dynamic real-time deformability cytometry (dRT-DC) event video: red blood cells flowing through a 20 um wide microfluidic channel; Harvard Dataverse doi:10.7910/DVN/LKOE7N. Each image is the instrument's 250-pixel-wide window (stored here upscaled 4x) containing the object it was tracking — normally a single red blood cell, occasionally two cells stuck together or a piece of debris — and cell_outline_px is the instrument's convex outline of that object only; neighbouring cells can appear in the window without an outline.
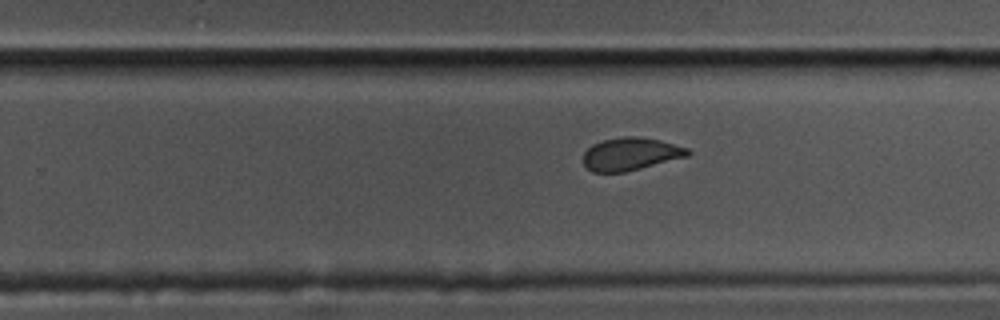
{"species": "common noctule bat (a hibernating species)", "species_latin": "Nyctalus noctula", "temperature_condition": "cold", "stored_images_in_passage": 43, "camera_frame_rate_fps": 3000, "um_per_image_px": 0.085, "animal": {"sex": "male", "body_mass_g": 17.5, "forearm_length_mm": 52.3}, "frame": {"image": 1, "passage_image": 28, "time_ms": 9.0, "image_size_px": [1000, 320], "cell_outline_px": [[692, 152], [688, 156], [624, 172], [592, 172], [584, 164], [584, 152], [592, 144], [604, 140], [624, 136], [636, 136], [660, 140], [688, 148]], "centroid_in_image_um": [53.61, 13.08], "position_along_channel_um": 276.2, "area_um2": 19.77}}
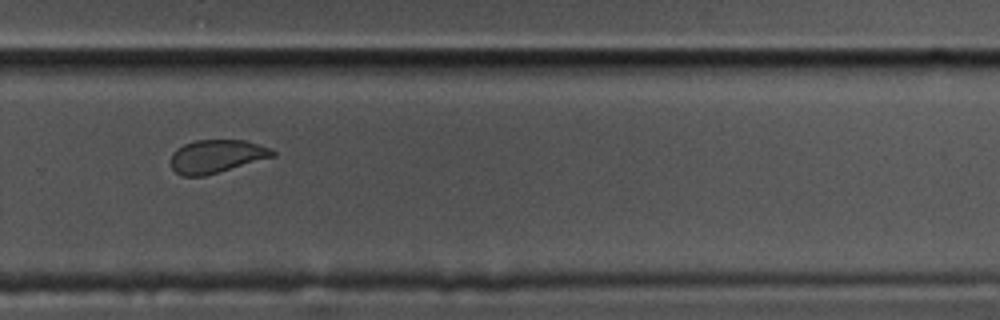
{"frame": {"image": 2, "passage_image": 31, "time_ms": 10.0, "image_size_px": [1000, 320], "cell_outline_px": [[276, 156], [204, 176], [184, 176], [176, 172], [172, 168], [172, 152], [176, 148], [184, 144], [196, 140], [244, 140], [272, 148], [276, 152]], "centroid_in_image_um": [18.43, 13.28], "position_along_channel_um": 311.4, "area_um2": 19.65}}
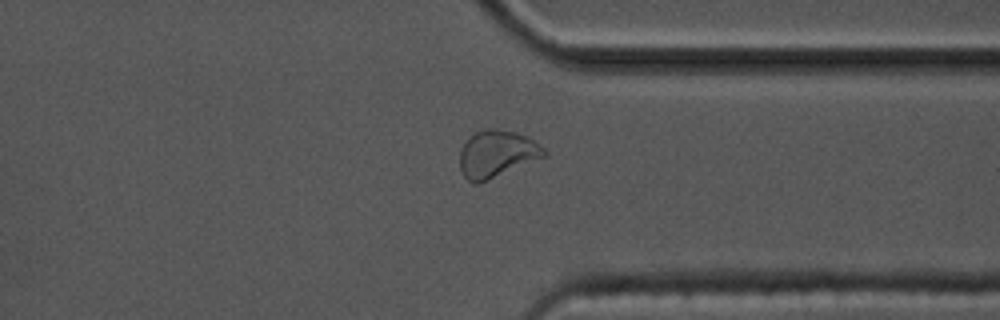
{"frame": {"image": 3, "passage_image": 36, "time_ms": 11.667, "image_size_px": [1000, 320], "cell_outline_px": [[548, 156], [476, 184], [472, 184], [460, 172], [460, 152], [464, 144], [476, 132], [484, 128], [496, 128], [516, 132], [528, 136], [544, 148], [548, 152]], "centroid_in_image_um": [42.26, 13.07], "position_along_channel_um": 369.1, "area_um2": 23.18}}